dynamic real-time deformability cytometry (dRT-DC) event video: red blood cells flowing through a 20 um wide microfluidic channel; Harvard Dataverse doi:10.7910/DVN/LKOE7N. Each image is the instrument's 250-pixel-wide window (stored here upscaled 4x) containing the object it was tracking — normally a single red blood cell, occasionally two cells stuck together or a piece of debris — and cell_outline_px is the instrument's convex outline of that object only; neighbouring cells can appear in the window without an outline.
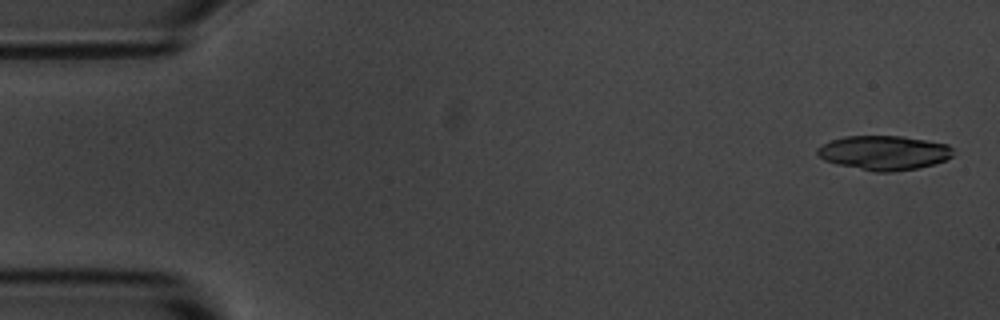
{"species": "common noctule bat (a hibernating species)", "species_latin": "Nyctalus noctula", "temperature_condition": "room temperature", "stored_images_in_passage": 5, "camera_frame_rate_fps": 3000, "um_per_image_px": 0.085, "animal": {"sex": "male", "body_mass_g": 20.1, "forearm_length_mm": 53.5}, "frame": {"image": 1, "passage_image": 1, "time_ms": 0.0, "image_size_px": [1000, 320], "cell_outline_px": [[952, 156], [944, 160], [932, 164], [916, 168], [892, 172], [876, 172], [836, 164], [824, 160], [816, 152], [816, 148], [832, 140], [844, 136], [904, 136], [948, 144], [952, 148]], "centroid_in_image_um": [75.12, 12.98], "position_along_channel_um": 9.9, "area_um2": 27.05}}